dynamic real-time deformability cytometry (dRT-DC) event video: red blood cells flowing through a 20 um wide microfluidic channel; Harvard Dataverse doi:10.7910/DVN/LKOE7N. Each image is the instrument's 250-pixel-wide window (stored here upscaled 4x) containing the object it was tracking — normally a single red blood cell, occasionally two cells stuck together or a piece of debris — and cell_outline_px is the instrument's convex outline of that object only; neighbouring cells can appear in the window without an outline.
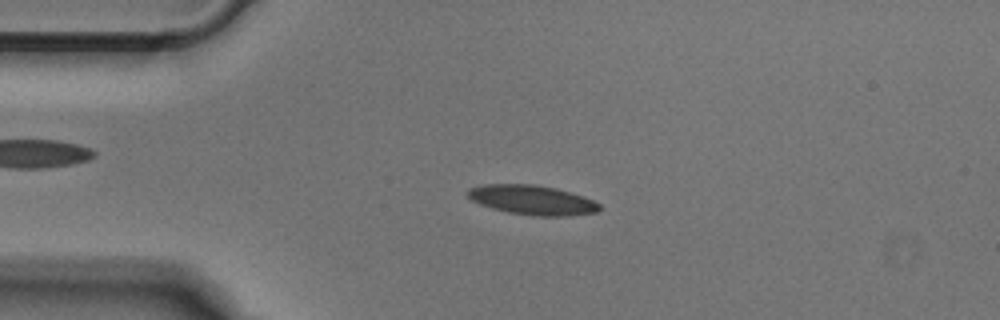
{"species": "Egyptian fruit bat (a non-hibernating species)", "species_latin": "Rousettus aegyptiacus", "temperature_condition": "cold", "stored_images_in_passage": 51, "camera_frame_rate_fps": 3000, "um_per_image_px": 0.085, "animal": {"sex": "male"}, "frame": {"image": 1, "passage_image": 11, "time_ms": 3.333, "image_size_px": [1000, 320], "cell_outline_px": [[600, 208], [596, 212], [568, 216], [532, 216], [508, 212], [492, 208], [480, 204], [472, 200], [468, 196], [468, 188], [484, 184], [536, 184], [556, 188], [584, 196], [600, 204]], "centroid_in_image_um": [45.24, 16.99], "position_along_channel_um": 39.8, "area_um2": 22.72}}
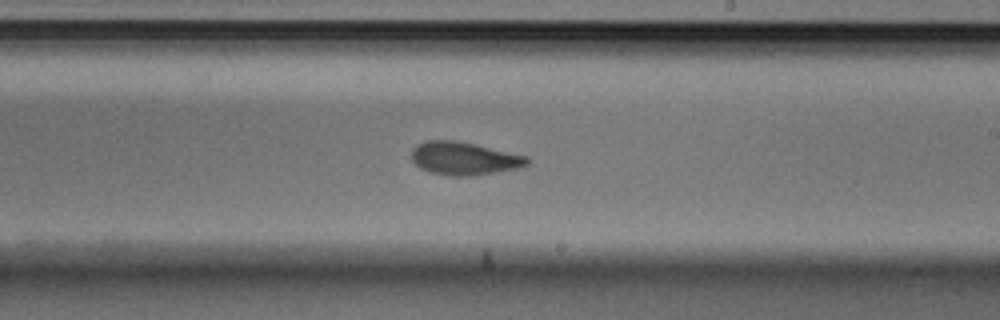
{"frame": {"image": 2, "passage_image": 29, "time_ms": 9.333, "image_size_px": [1000, 320], "cell_outline_px": [[528, 164], [520, 168], [472, 176], [452, 176], [428, 172], [420, 168], [412, 160], [412, 148], [416, 144], [428, 140], [456, 140], [476, 144], [528, 156]], "centroid_in_image_um": [39.44, 13.46], "position_along_channel_um": 249.6, "area_um2": 22.43}}
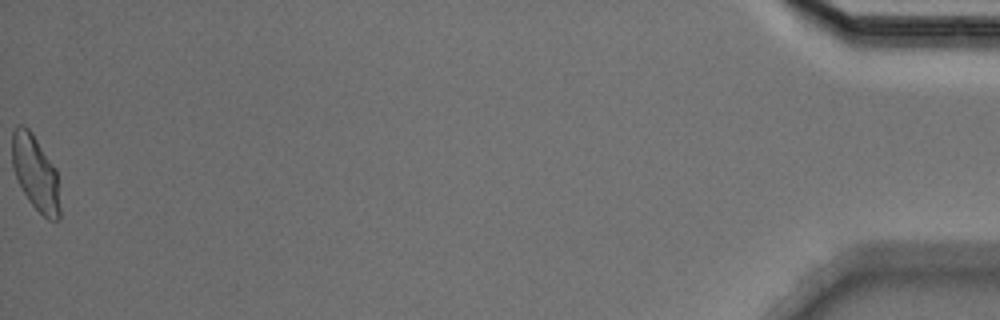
{"frame": {"image": 3, "passage_image": 51, "time_ms": 16.667, "image_size_px": [1000, 320], "cell_outline_px": [[60, 220], [48, 220], [28, 200], [16, 180], [12, 164], [12, 128], [16, 124], [24, 124], [32, 132], [56, 168], [60, 208]], "centroid_in_image_um": [3.0, 14.67], "position_along_channel_um": 432.2, "area_um2": 21.21}}